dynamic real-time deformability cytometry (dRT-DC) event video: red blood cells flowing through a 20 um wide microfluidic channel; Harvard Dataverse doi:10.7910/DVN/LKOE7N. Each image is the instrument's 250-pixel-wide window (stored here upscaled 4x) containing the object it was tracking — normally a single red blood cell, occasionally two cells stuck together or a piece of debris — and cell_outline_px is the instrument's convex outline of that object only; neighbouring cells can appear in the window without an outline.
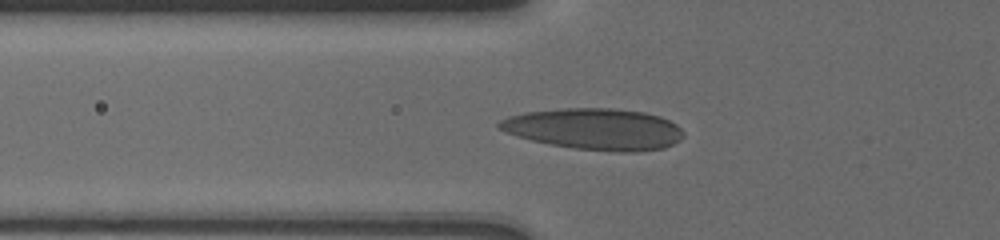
{"species": "human", "species_latin": "Homo sapiens", "temperature_condition": "cold", "stored_images_in_passage": 41, "camera_frame_rate_fps": 3000, "um_per_image_px": 0.085, "donor": {"sex": "male"}, "frame": {"image": 1, "passage_image": 3, "time_ms": 0.333, "image_size_px": [1000, 240], "cell_outline_px": [[684, 136], [680, 140], [664, 148], [632, 152], [620, 152], [576, 148], [552, 144], [532, 140], [516, 136], [500, 128], [496, 124], [500, 120], [508, 116], [524, 112], [564, 108], [612, 108], [644, 112], [660, 116], [676, 124], [684, 132]], "centroid_in_image_um": [50.56, 10.96], "position_along_channel_um": 75.2, "area_um2": 44.22}}
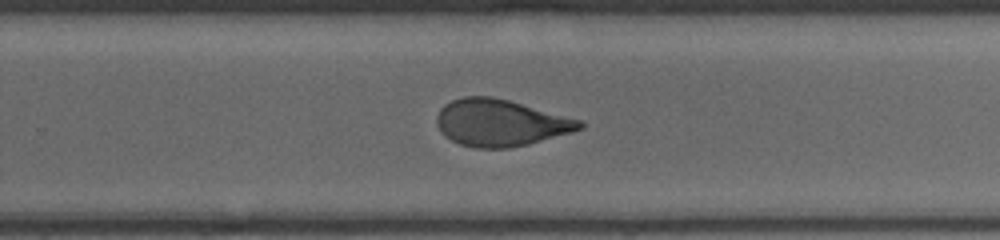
{"frame": {"image": 2, "passage_image": 19, "time_ms": 6.0, "image_size_px": [1000, 240], "cell_outline_px": [[584, 128], [572, 132], [528, 144], [508, 148], [476, 148], [460, 144], [444, 136], [436, 120], [436, 116], [440, 108], [444, 104], [452, 100], [464, 96], [492, 96], [508, 100], [580, 120], [584, 124]], "centroid_in_image_um": [42.51, 10.43], "position_along_channel_um": 287.3, "area_um2": 38.73}}
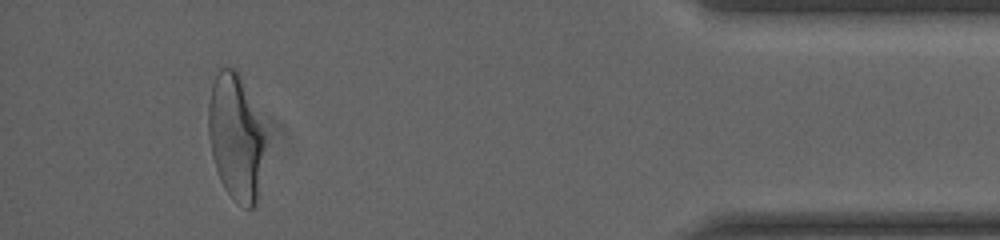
{"frame": {"image": 3, "passage_image": 37, "time_ms": 10.667, "image_size_px": [1000, 240], "cell_outline_px": [[264, 148], [256, 204], [252, 208], [244, 208], [232, 200], [224, 188], [220, 180], [212, 156], [208, 136], [208, 104], [212, 84], [220, 68], [236, 68], [240, 76], [264, 136]], "centroid_in_image_um": [19.99, 11.72], "position_along_channel_um": 415.2, "area_um2": 40.86}}